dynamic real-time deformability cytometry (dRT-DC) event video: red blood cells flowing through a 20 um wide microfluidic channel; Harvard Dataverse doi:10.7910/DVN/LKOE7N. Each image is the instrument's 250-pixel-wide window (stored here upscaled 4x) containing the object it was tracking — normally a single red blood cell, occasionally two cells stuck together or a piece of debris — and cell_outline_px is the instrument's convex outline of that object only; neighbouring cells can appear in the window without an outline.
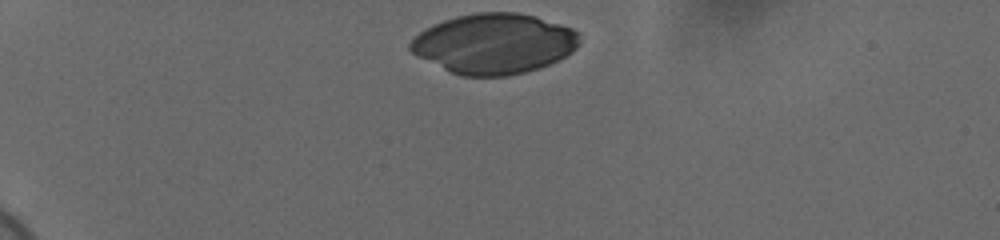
{"species": "human", "species_latin": "Homo sapiens", "temperature_condition": "cold", "stored_images_in_passage": 36, "camera_frame_rate_fps": 3000, "um_per_image_px": 0.085, "donor": {"sex": "female"}, "frame": {"image": 1, "passage_image": 1, "time_ms": 0.0, "image_size_px": [1000, 240], "cell_outline_px": [[580, 44], [572, 52], [540, 68], [508, 76], [460, 76], [416, 56], [408, 48], [408, 44], [424, 28], [432, 24], [456, 16], [476, 12], [520, 12], [536, 16], [572, 28], [580, 32]], "centroid_in_image_um": [42.0, 3.7], "position_along_channel_um": 43.0, "area_um2": 59.59}}